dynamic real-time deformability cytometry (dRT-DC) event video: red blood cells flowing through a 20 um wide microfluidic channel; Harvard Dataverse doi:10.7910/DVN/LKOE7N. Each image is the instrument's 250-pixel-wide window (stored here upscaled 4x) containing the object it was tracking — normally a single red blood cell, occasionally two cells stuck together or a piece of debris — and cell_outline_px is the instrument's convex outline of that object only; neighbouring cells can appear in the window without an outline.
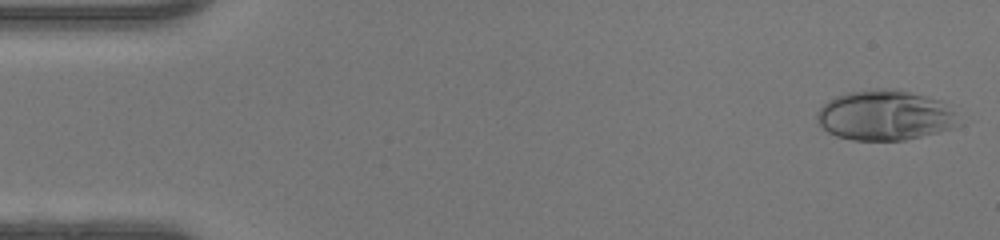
{"species": "human", "species_latin": "Homo sapiens", "temperature_condition": "warm", "stored_images_in_passage": 47, "camera_frame_rate_fps": 3000, "um_per_image_px": 0.085, "donor": {"sex": "female"}, "frame": {"image": 1, "passage_image": 2, "time_ms": 0.333, "image_size_px": [1000, 240], "cell_outline_px": [[960, 124], [952, 128], [904, 140], [852, 140], [836, 136], [828, 132], [816, 120], [816, 112], [828, 100], [836, 96], [848, 92], [892, 88], [940, 100], [952, 112]], "centroid_in_image_um": [75.16, 9.81], "position_along_channel_um": 9.8, "area_um2": 40.75}}
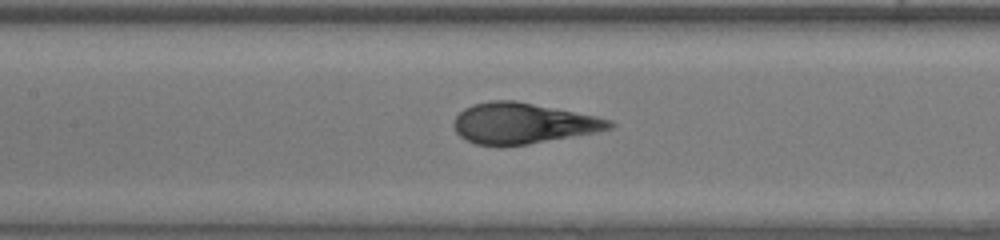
{"frame": {"image": 2, "passage_image": 22, "time_ms": 7.0, "image_size_px": [1000, 240], "cell_outline_px": [[616, 124], [612, 128], [596, 132], [528, 144], [476, 144], [464, 140], [456, 132], [452, 124], [456, 116], [464, 108], [472, 104], [488, 100], [516, 100], [596, 116], [612, 120]], "centroid_in_image_um": [44.43, 10.46], "position_along_channel_um": 163.0, "area_um2": 36.76}}
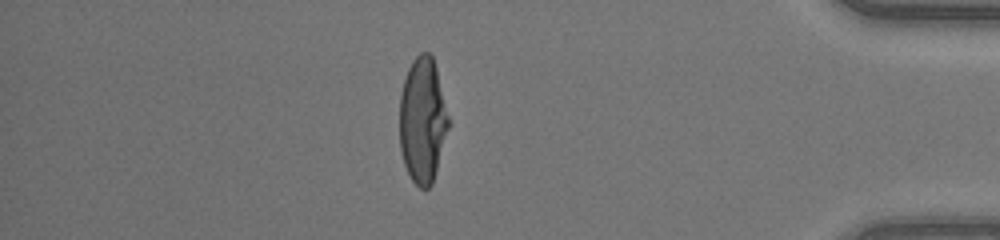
{"frame": {"image": 3, "passage_image": 41, "time_ms": 13.333, "image_size_px": [1000, 240], "cell_outline_px": [[452, 124], [432, 184], [428, 188], [420, 188], [412, 180], [404, 164], [400, 152], [400, 96], [404, 80], [408, 68], [412, 60], [420, 52], [428, 52], [432, 56], [436, 68]], "centroid_in_image_um": [35.96, 10.24], "position_along_channel_um": 399.2, "area_um2": 36.41}, "authors_computed_cell_mechanics": {"area_um2": 37.4544, "velocity_mm_per_s": 4.3885, "shape_relaxation_time_tau1_ms": 5.956, "shape_relaxation_time_tau2_ms": null, "deformation_change_tau1": 0.3291, "deformation_change_tau2": null}}